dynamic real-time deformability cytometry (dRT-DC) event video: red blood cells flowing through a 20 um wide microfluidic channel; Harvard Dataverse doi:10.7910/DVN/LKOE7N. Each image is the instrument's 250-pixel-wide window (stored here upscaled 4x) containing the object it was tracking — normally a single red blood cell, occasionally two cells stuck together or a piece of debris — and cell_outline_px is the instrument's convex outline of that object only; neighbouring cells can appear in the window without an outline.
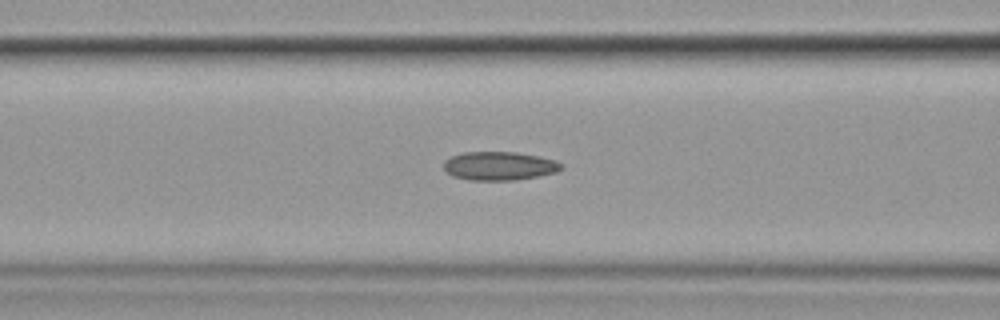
{"species": "common noctule bat (a hibernating species)", "species_latin": "Nyctalus noctula", "temperature_condition": "cold", "stored_images_in_passage": 7, "segment_of_instrument_passage": [2, 2], "camera_frame_rate_fps": 3000, "um_per_image_px": 0.085, "animal": {"sex": "female", "body_mass_g": 19.9}, "frame": {"image": 1, "passage_image": 7, "time_ms": 8.0, "image_size_px": [1000, 320], "cell_outline_px": [[564, 168], [556, 172], [516, 180], [468, 180], [452, 176], [444, 172], [444, 160], [452, 156], [464, 152], [516, 152], [556, 160]], "centroid_in_image_um": [42.39, 14.11], "position_along_channel_um": 124.2, "area_um2": 19.59}}